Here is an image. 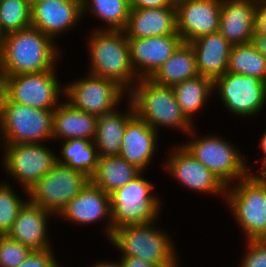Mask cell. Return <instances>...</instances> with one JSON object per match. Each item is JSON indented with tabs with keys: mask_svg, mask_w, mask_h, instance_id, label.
I'll return each mask as SVG.
<instances>
[{
	"mask_svg": "<svg viewBox=\"0 0 266 267\" xmlns=\"http://www.w3.org/2000/svg\"><path fill=\"white\" fill-rule=\"evenodd\" d=\"M52 42L32 26L6 34L0 45V77L54 69L58 53Z\"/></svg>",
	"mask_w": 266,
	"mask_h": 267,
	"instance_id": "obj_1",
	"label": "cell"
},
{
	"mask_svg": "<svg viewBox=\"0 0 266 267\" xmlns=\"http://www.w3.org/2000/svg\"><path fill=\"white\" fill-rule=\"evenodd\" d=\"M136 83L135 89L130 88V102L139 118L156 131L157 126L164 125L193 133L192 124L182 113L172 87L158 85L151 79H139Z\"/></svg>",
	"mask_w": 266,
	"mask_h": 267,
	"instance_id": "obj_2",
	"label": "cell"
},
{
	"mask_svg": "<svg viewBox=\"0 0 266 267\" xmlns=\"http://www.w3.org/2000/svg\"><path fill=\"white\" fill-rule=\"evenodd\" d=\"M123 33L108 29L95 32L89 41V55L92 75L114 80L126 90L137 74L131 63L128 39Z\"/></svg>",
	"mask_w": 266,
	"mask_h": 267,
	"instance_id": "obj_3",
	"label": "cell"
},
{
	"mask_svg": "<svg viewBox=\"0 0 266 267\" xmlns=\"http://www.w3.org/2000/svg\"><path fill=\"white\" fill-rule=\"evenodd\" d=\"M153 222L116 228L110 240L124 252L122 257L140 258L160 267H177L170 238L151 227Z\"/></svg>",
	"mask_w": 266,
	"mask_h": 267,
	"instance_id": "obj_4",
	"label": "cell"
},
{
	"mask_svg": "<svg viewBox=\"0 0 266 267\" xmlns=\"http://www.w3.org/2000/svg\"><path fill=\"white\" fill-rule=\"evenodd\" d=\"M0 130L6 145L40 143L52 138L53 111L11 102L0 91Z\"/></svg>",
	"mask_w": 266,
	"mask_h": 267,
	"instance_id": "obj_5",
	"label": "cell"
},
{
	"mask_svg": "<svg viewBox=\"0 0 266 267\" xmlns=\"http://www.w3.org/2000/svg\"><path fill=\"white\" fill-rule=\"evenodd\" d=\"M152 188L153 185L139 175L110 194L112 220L106 229L109 239L116 228L156 220L160 204L151 194Z\"/></svg>",
	"mask_w": 266,
	"mask_h": 267,
	"instance_id": "obj_6",
	"label": "cell"
},
{
	"mask_svg": "<svg viewBox=\"0 0 266 267\" xmlns=\"http://www.w3.org/2000/svg\"><path fill=\"white\" fill-rule=\"evenodd\" d=\"M227 189L226 200L247 239H266V178L250 173Z\"/></svg>",
	"mask_w": 266,
	"mask_h": 267,
	"instance_id": "obj_7",
	"label": "cell"
},
{
	"mask_svg": "<svg viewBox=\"0 0 266 267\" xmlns=\"http://www.w3.org/2000/svg\"><path fill=\"white\" fill-rule=\"evenodd\" d=\"M90 178L66 165L56 163L26 193L29 202L52 213L59 214L69 201L87 185Z\"/></svg>",
	"mask_w": 266,
	"mask_h": 267,
	"instance_id": "obj_8",
	"label": "cell"
},
{
	"mask_svg": "<svg viewBox=\"0 0 266 267\" xmlns=\"http://www.w3.org/2000/svg\"><path fill=\"white\" fill-rule=\"evenodd\" d=\"M54 71L51 69L0 77V91L11 102L54 111L59 105L57 102L60 94Z\"/></svg>",
	"mask_w": 266,
	"mask_h": 267,
	"instance_id": "obj_9",
	"label": "cell"
},
{
	"mask_svg": "<svg viewBox=\"0 0 266 267\" xmlns=\"http://www.w3.org/2000/svg\"><path fill=\"white\" fill-rule=\"evenodd\" d=\"M183 147L211 171L226 188L233 179L241 180L250 174L245 158H242L231 144L219 137L196 139Z\"/></svg>",
	"mask_w": 266,
	"mask_h": 267,
	"instance_id": "obj_10",
	"label": "cell"
},
{
	"mask_svg": "<svg viewBox=\"0 0 266 267\" xmlns=\"http://www.w3.org/2000/svg\"><path fill=\"white\" fill-rule=\"evenodd\" d=\"M123 90L114 80L90 74L88 78L66 86L64 92L72 107L100 116L116 110Z\"/></svg>",
	"mask_w": 266,
	"mask_h": 267,
	"instance_id": "obj_11",
	"label": "cell"
},
{
	"mask_svg": "<svg viewBox=\"0 0 266 267\" xmlns=\"http://www.w3.org/2000/svg\"><path fill=\"white\" fill-rule=\"evenodd\" d=\"M215 87L228 110L238 116H253L266 101V82L252 76L226 72L213 80Z\"/></svg>",
	"mask_w": 266,
	"mask_h": 267,
	"instance_id": "obj_12",
	"label": "cell"
},
{
	"mask_svg": "<svg viewBox=\"0 0 266 267\" xmlns=\"http://www.w3.org/2000/svg\"><path fill=\"white\" fill-rule=\"evenodd\" d=\"M4 166L8 174L28 191L57 163V157L42 143L5 145Z\"/></svg>",
	"mask_w": 266,
	"mask_h": 267,
	"instance_id": "obj_13",
	"label": "cell"
},
{
	"mask_svg": "<svg viewBox=\"0 0 266 267\" xmlns=\"http://www.w3.org/2000/svg\"><path fill=\"white\" fill-rule=\"evenodd\" d=\"M222 0H175L177 33L183 43L219 31Z\"/></svg>",
	"mask_w": 266,
	"mask_h": 267,
	"instance_id": "obj_14",
	"label": "cell"
},
{
	"mask_svg": "<svg viewBox=\"0 0 266 267\" xmlns=\"http://www.w3.org/2000/svg\"><path fill=\"white\" fill-rule=\"evenodd\" d=\"M127 39L130 46L131 63L138 76L136 81L139 79H150L183 43L179 35ZM138 70L143 71L142 73L139 72V74Z\"/></svg>",
	"mask_w": 266,
	"mask_h": 267,
	"instance_id": "obj_15",
	"label": "cell"
},
{
	"mask_svg": "<svg viewBox=\"0 0 266 267\" xmlns=\"http://www.w3.org/2000/svg\"><path fill=\"white\" fill-rule=\"evenodd\" d=\"M32 27L53 38L78 23L83 14L79 0H33Z\"/></svg>",
	"mask_w": 266,
	"mask_h": 267,
	"instance_id": "obj_16",
	"label": "cell"
},
{
	"mask_svg": "<svg viewBox=\"0 0 266 267\" xmlns=\"http://www.w3.org/2000/svg\"><path fill=\"white\" fill-rule=\"evenodd\" d=\"M167 161L166 169L188 188L210 193H226V187L200 161L195 159L183 146Z\"/></svg>",
	"mask_w": 266,
	"mask_h": 267,
	"instance_id": "obj_17",
	"label": "cell"
},
{
	"mask_svg": "<svg viewBox=\"0 0 266 267\" xmlns=\"http://www.w3.org/2000/svg\"><path fill=\"white\" fill-rule=\"evenodd\" d=\"M257 3L258 0L221 2L219 32L231 45L247 44L252 41Z\"/></svg>",
	"mask_w": 266,
	"mask_h": 267,
	"instance_id": "obj_18",
	"label": "cell"
},
{
	"mask_svg": "<svg viewBox=\"0 0 266 267\" xmlns=\"http://www.w3.org/2000/svg\"><path fill=\"white\" fill-rule=\"evenodd\" d=\"M123 32L126 38L179 35L177 33L176 7L130 9Z\"/></svg>",
	"mask_w": 266,
	"mask_h": 267,
	"instance_id": "obj_19",
	"label": "cell"
},
{
	"mask_svg": "<svg viewBox=\"0 0 266 267\" xmlns=\"http://www.w3.org/2000/svg\"><path fill=\"white\" fill-rule=\"evenodd\" d=\"M51 212L27 202L18 212L7 236L22 243L32 251L50 249L46 222Z\"/></svg>",
	"mask_w": 266,
	"mask_h": 267,
	"instance_id": "obj_20",
	"label": "cell"
},
{
	"mask_svg": "<svg viewBox=\"0 0 266 267\" xmlns=\"http://www.w3.org/2000/svg\"><path fill=\"white\" fill-rule=\"evenodd\" d=\"M157 132L135 114L128 121L119 156L143 172L155 152Z\"/></svg>",
	"mask_w": 266,
	"mask_h": 267,
	"instance_id": "obj_21",
	"label": "cell"
},
{
	"mask_svg": "<svg viewBox=\"0 0 266 267\" xmlns=\"http://www.w3.org/2000/svg\"><path fill=\"white\" fill-rule=\"evenodd\" d=\"M189 44L195 53L199 75L214 80L227 72L232 45L219 31Z\"/></svg>",
	"mask_w": 266,
	"mask_h": 267,
	"instance_id": "obj_22",
	"label": "cell"
},
{
	"mask_svg": "<svg viewBox=\"0 0 266 267\" xmlns=\"http://www.w3.org/2000/svg\"><path fill=\"white\" fill-rule=\"evenodd\" d=\"M76 223L90 224L108 216L112 220L110 195L91 181L67 203L59 215Z\"/></svg>",
	"mask_w": 266,
	"mask_h": 267,
	"instance_id": "obj_23",
	"label": "cell"
},
{
	"mask_svg": "<svg viewBox=\"0 0 266 267\" xmlns=\"http://www.w3.org/2000/svg\"><path fill=\"white\" fill-rule=\"evenodd\" d=\"M98 116L72 107L68 102L53 111V137L63 140L95 138ZM65 138V139H64Z\"/></svg>",
	"mask_w": 266,
	"mask_h": 267,
	"instance_id": "obj_24",
	"label": "cell"
},
{
	"mask_svg": "<svg viewBox=\"0 0 266 267\" xmlns=\"http://www.w3.org/2000/svg\"><path fill=\"white\" fill-rule=\"evenodd\" d=\"M129 104L130 113L128 111L126 115L114 111L98 116L93 142L97 146L99 157L119 155L128 121L135 115L132 103Z\"/></svg>",
	"mask_w": 266,
	"mask_h": 267,
	"instance_id": "obj_25",
	"label": "cell"
},
{
	"mask_svg": "<svg viewBox=\"0 0 266 267\" xmlns=\"http://www.w3.org/2000/svg\"><path fill=\"white\" fill-rule=\"evenodd\" d=\"M141 170L119 155L99 157L96 171L90 181L110 195L135 179Z\"/></svg>",
	"mask_w": 266,
	"mask_h": 267,
	"instance_id": "obj_26",
	"label": "cell"
},
{
	"mask_svg": "<svg viewBox=\"0 0 266 267\" xmlns=\"http://www.w3.org/2000/svg\"><path fill=\"white\" fill-rule=\"evenodd\" d=\"M198 75L194 50L189 43H182L150 79L158 85L173 87Z\"/></svg>",
	"mask_w": 266,
	"mask_h": 267,
	"instance_id": "obj_27",
	"label": "cell"
},
{
	"mask_svg": "<svg viewBox=\"0 0 266 267\" xmlns=\"http://www.w3.org/2000/svg\"><path fill=\"white\" fill-rule=\"evenodd\" d=\"M172 89L182 113L189 121H192V114L202 108L207 96L211 94V91L213 92V80L198 75L176 83Z\"/></svg>",
	"mask_w": 266,
	"mask_h": 267,
	"instance_id": "obj_28",
	"label": "cell"
},
{
	"mask_svg": "<svg viewBox=\"0 0 266 267\" xmlns=\"http://www.w3.org/2000/svg\"><path fill=\"white\" fill-rule=\"evenodd\" d=\"M95 147V143L91 140H65L61 151L63 158L61 160L57 157V163L82 172L91 178L96 171L99 159L97 148Z\"/></svg>",
	"mask_w": 266,
	"mask_h": 267,
	"instance_id": "obj_29",
	"label": "cell"
},
{
	"mask_svg": "<svg viewBox=\"0 0 266 267\" xmlns=\"http://www.w3.org/2000/svg\"><path fill=\"white\" fill-rule=\"evenodd\" d=\"M227 72L252 76L266 82V57L251 42L232 45Z\"/></svg>",
	"mask_w": 266,
	"mask_h": 267,
	"instance_id": "obj_30",
	"label": "cell"
},
{
	"mask_svg": "<svg viewBox=\"0 0 266 267\" xmlns=\"http://www.w3.org/2000/svg\"><path fill=\"white\" fill-rule=\"evenodd\" d=\"M82 6L83 12L89 8L94 15L104 20L110 27L108 30L123 31L127 25L130 13L128 0H85Z\"/></svg>",
	"mask_w": 266,
	"mask_h": 267,
	"instance_id": "obj_31",
	"label": "cell"
},
{
	"mask_svg": "<svg viewBox=\"0 0 266 267\" xmlns=\"http://www.w3.org/2000/svg\"><path fill=\"white\" fill-rule=\"evenodd\" d=\"M30 0L0 1V27L4 35L31 27Z\"/></svg>",
	"mask_w": 266,
	"mask_h": 267,
	"instance_id": "obj_32",
	"label": "cell"
},
{
	"mask_svg": "<svg viewBox=\"0 0 266 267\" xmlns=\"http://www.w3.org/2000/svg\"><path fill=\"white\" fill-rule=\"evenodd\" d=\"M25 203L9 185L0 184V235H7Z\"/></svg>",
	"mask_w": 266,
	"mask_h": 267,
	"instance_id": "obj_33",
	"label": "cell"
},
{
	"mask_svg": "<svg viewBox=\"0 0 266 267\" xmlns=\"http://www.w3.org/2000/svg\"><path fill=\"white\" fill-rule=\"evenodd\" d=\"M31 252L22 243L0 235V267H18Z\"/></svg>",
	"mask_w": 266,
	"mask_h": 267,
	"instance_id": "obj_34",
	"label": "cell"
},
{
	"mask_svg": "<svg viewBox=\"0 0 266 267\" xmlns=\"http://www.w3.org/2000/svg\"><path fill=\"white\" fill-rule=\"evenodd\" d=\"M241 267H266V239H250Z\"/></svg>",
	"mask_w": 266,
	"mask_h": 267,
	"instance_id": "obj_35",
	"label": "cell"
},
{
	"mask_svg": "<svg viewBox=\"0 0 266 267\" xmlns=\"http://www.w3.org/2000/svg\"><path fill=\"white\" fill-rule=\"evenodd\" d=\"M18 267H58L51 248L32 251Z\"/></svg>",
	"mask_w": 266,
	"mask_h": 267,
	"instance_id": "obj_36",
	"label": "cell"
},
{
	"mask_svg": "<svg viewBox=\"0 0 266 267\" xmlns=\"http://www.w3.org/2000/svg\"><path fill=\"white\" fill-rule=\"evenodd\" d=\"M130 9L176 7L175 0H130Z\"/></svg>",
	"mask_w": 266,
	"mask_h": 267,
	"instance_id": "obj_37",
	"label": "cell"
},
{
	"mask_svg": "<svg viewBox=\"0 0 266 267\" xmlns=\"http://www.w3.org/2000/svg\"><path fill=\"white\" fill-rule=\"evenodd\" d=\"M254 34H266V0H258L255 10Z\"/></svg>",
	"mask_w": 266,
	"mask_h": 267,
	"instance_id": "obj_38",
	"label": "cell"
},
{
	"mask_svg": "<svg viewBox=\"0 0 266 267\" xmlns=\"http://www.w3.org/2000/svg\"><path fill=\"white\" fill-rule=\"evenodd\" d=\"M123 267H160L158 265L151 264L140 258L122 257L120 259Z\"/></svg>",
	"mask_w": 266,
	"mask_h": 267,
	"instance_id": "obj_39",
	"label": "cell"
},
{
	"mask_svg": "<svg viewBox=\"0 0 266 267\" xmlns=\"http://www.w3.org/2000/svg\"><path fill=\"white\" fill-rule=\"evenodd\" d=\"M251 43L263 56L266 57V34H254Z\"/></svg>",
	"mask_w": 266,
	"mask_h": 267,
	"instance_id": "obj_40",
	"label": "cell"
},
{
	"mask_svg": "<svg viewBox=\"0 0 266 267\" xmlns=\"http://www.w3.org/2000/svg\"><path fill=\"white\" fill-rule=\"evenodd\" d=\"M260 145H261V149L264 153L263 168H262V169H264L266 167V132L262 136V139L260 141Z\"/></svg>",
	"mask_w": 266,
	"mask_h": 267,
	"instance_id": "obj_41",
	"label": "cell"
},
{
	"mask_svg": "<svg viewBox=\"0 0 266 267\" xmlns=\"http://www.w3.org/2000/svg\"><path fill=\"white\" fill-rule=\"evenodd\" d=\"M93 267H123L122 263L119 262V264L114 263H99L96 266Z\"/></svg>",
	"mask_w": 266,
	"mask_h": 267,
	"instance_id": "obj_42",
	"label": "cell"
},
{
	"mask_svg": "<svg viewBox=\"0 0 266 267\" xmlns=\"http://www.w3.org/2000/svg\"><path fill=\"white\" fill-rule=\"evenodd\" d=\"M4 36H5V35L2 33V29H1V27H0V45H1V43H2V40H3Z\"/></svg>",
	"mask_w": 266,
	"mask_h": 267,
	"instance_id": "obj_43",
	"label": "cell"
},
{
	"mask_svg": "<svg viewBox=\"0 0 266 267\" xmlns=\"http://www.w3.org/2000/svg\"><path fill=\"white\" fill-rule=\"evenodd\" d=\"M260 174L266 178V167L264 168V170H261Z\"/></svg>",
	"mask_w": 266,
	"mask_h": 267,
	"instance_id": "obj_44",
	"label": "cell"
}]
</instances>
